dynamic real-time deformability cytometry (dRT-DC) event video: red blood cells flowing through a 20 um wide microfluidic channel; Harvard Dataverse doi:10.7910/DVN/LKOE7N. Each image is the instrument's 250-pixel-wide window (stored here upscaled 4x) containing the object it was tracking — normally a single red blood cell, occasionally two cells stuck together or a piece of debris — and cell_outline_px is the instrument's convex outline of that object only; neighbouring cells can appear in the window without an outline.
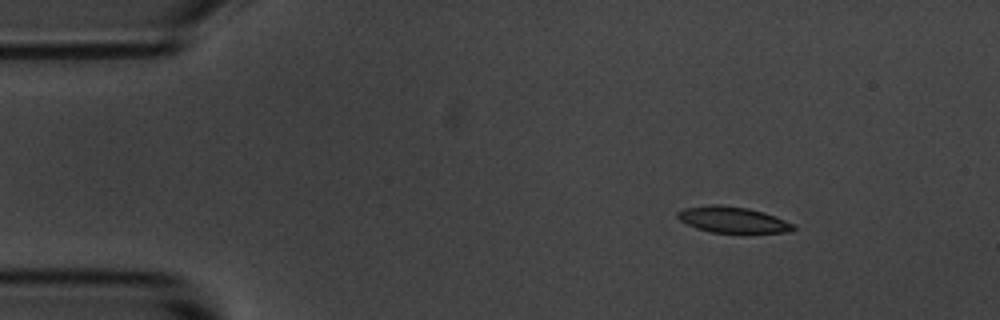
{"species": "common noctule bat (a hibernating species)", "species_latin": "Nyctalus noctula", "temperature_condition": "room temperature", "stored_images_in_passage": 4, "camera_frame_rate_fps": 3000, "um_per_image_px": 0.085, "animal": {"sex": "male", "body_mass_g": 20.1, "forearm_length_mm": 53.5}, "frame": {"image": 1, "passage_image": 2, "time_ms": 2.0, "image_size_px": [1000, 320], "cell_outline_px": [[796, 228], [788, 232], [712, 232], [696, 228], [680, 220], [676, 216], [676, 212], [684, 208], [712, 204], [720, 204], [748, 208], [764, 212], [776, 216], [796, 224]], "centroid_in_image_um": [62.29, 18.66], "position_along_channel_um": 22.7, "area_um2": 17.57}}